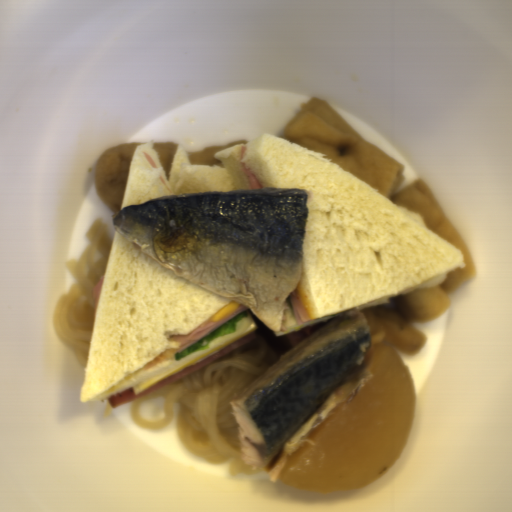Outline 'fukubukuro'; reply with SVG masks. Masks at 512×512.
I'll use <instances>...</instances> for the list:
<instances>
[{"label":"fukubukuro","mask_w":512,"mask_h":512,"mask_svg":"<svg viewBox=\"0 0 512 512\" xmlns=\"http://www.w3.org/2000/svg\"><path fill=\"white\" fill-rule=\"evenodd\" d=\"M146 142L117 144L105 151L94 170L93 183L100 202L114 213L123 204L131 161L136 148Z\"/></svg>","instance_id":"obj_1"},{"label":"fukubukuro","mask_w":512,"mask_h":512,"mask_svg":"<svg viewBox=\"0 0 512 512\" xmlns=\"http://www.w3.org/2000/svg\"><path fill=\"white\" fill-rule=\"evenodd\" d=\"M250 142L248 139H242L237 141H232L229 144L222 146H212L205 149H201L197 152H194L187 156L190 164H202V165H213V166H222V162L215 159V154L222 151L225 148L232 147L235 145H239L242 143Z\"/></svg>","instance_id":"obj_2"},{"label":"fukubukuro","mask_w":512,"mask_h":512,"mask_svg":"<svg viewBox=\"0 0 512 512\" xmlns=\"http://www.w3.org/2000/svg\"><path fill=\"white\" fill-rule=\"evenodd\" d=\"M177 146H180V144L174 142H153V147L168 180Z\"/></svg>","instance_id":"obj_3"}]
</instances>
